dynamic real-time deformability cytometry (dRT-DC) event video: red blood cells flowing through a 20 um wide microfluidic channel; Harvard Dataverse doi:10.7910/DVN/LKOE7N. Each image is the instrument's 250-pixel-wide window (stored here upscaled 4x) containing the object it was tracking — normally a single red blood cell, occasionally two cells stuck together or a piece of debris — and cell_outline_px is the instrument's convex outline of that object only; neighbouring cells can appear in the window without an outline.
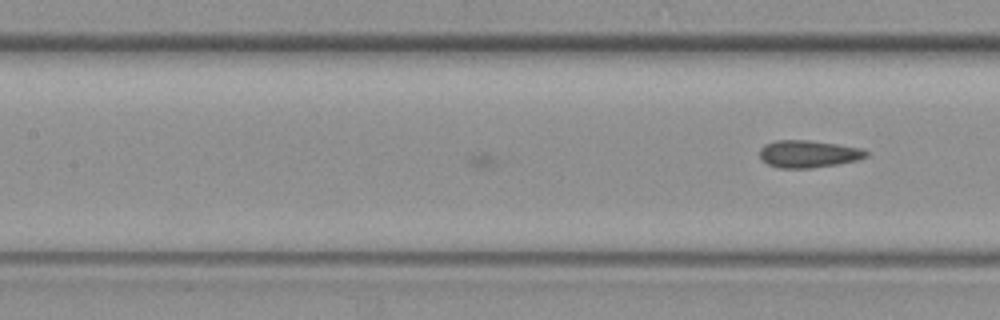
{"species": "common noctule bat (a hibernating species)", "species_latin": "Nyctalus noctula", "temperature_condition": "warm", "stored_images_in_passage": 31, "camera_frame_rate_fps": 3000, "um_per_image_px": 0.085, "animal": {"sex": "female", "body_mass_g": 19.3, "forearm_length_mm": 54.1}, "frame": {"image": 1, "passage_image": 31, "time_ms": 10.0, "image_size_px": [1000, 320], "cell_outline_px": [[868, 156], [856, 160], [836, 164], [812, 168], [780, 168], [768, 164], [760, 156], [760, 148], [764, 144], [776, 140], [808, 140], [836, 144], [860, 148], [868, 152]], "centroid_in_image_um": [68.69, 13.08], "position_along_channel_um": 138.7, "area_um2": 16.76}}